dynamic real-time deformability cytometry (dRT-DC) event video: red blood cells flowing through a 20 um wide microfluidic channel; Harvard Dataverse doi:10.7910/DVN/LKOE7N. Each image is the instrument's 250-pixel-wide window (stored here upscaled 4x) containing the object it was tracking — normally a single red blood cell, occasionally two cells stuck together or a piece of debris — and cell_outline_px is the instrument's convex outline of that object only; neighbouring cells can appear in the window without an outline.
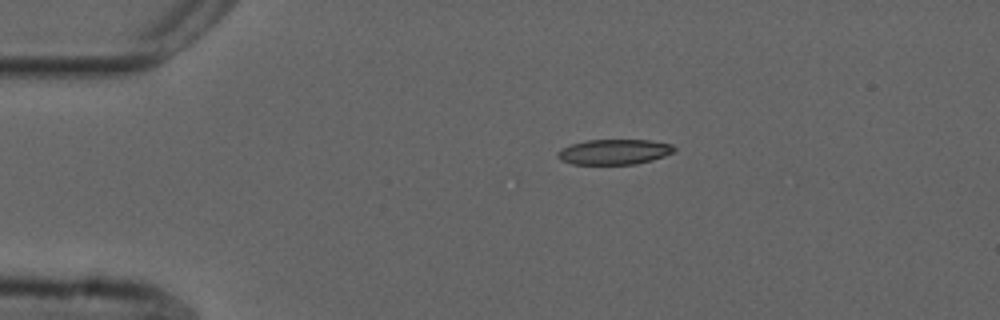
{"species": "common noctule bat (a hibernating species)", "species_latin": "Nyctalus noctula", "temperature_condition": "cold", "stored_images_in_passage": 45, "camera_frame_rate_fps": 3000, "um_per_image_px": 0.085, "animal": {"sex": "male", "forearm_length_mm": 52.5}, "frame": {"image": 1, "passage_image": 1, "time_ms": 0.0, "image_size_px": [1000, 320], "cell_outline_px": [[676, 152], [652, 160], [636, 164], [572, 164], [560, 160], [556, 156], [556, 152], [572, 144], [588, 140], [648, 140], [672, 144], [676, 148]], "centroid_in_image_um": [52.23, 12.91], "position_along_channel_um": 32.8, "area_um2": 17.17}}
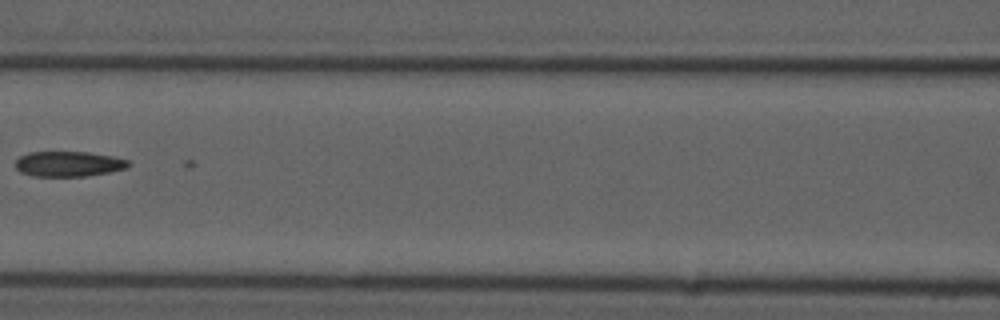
{"frame": {"image": 2, "passage_image": 15, "time_ms": 4.667, "image_size_px": [1000, 320], "cell_outline_px": [[132, 164], [124, 168], [108, 172], [84, 176], [32, 176], [20, 172], [16, 168], [16, 160], [20, 156], [28, 152], [88, 152], [112, 156], [128, 160]], "centroid_in_image_um": [5.8, 13.93], "position_along_channel_um": 160.8, "area_um2": 16.53}}
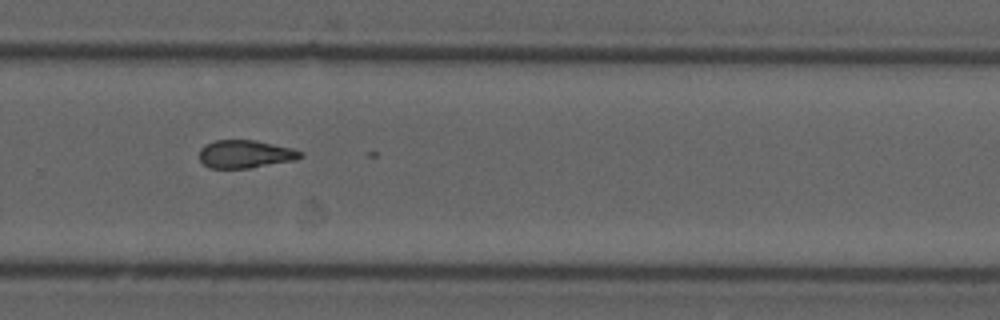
{"frame": {"image": 3, "passage_image": 27, "time_ms": 8.667, "image_size_px": [1000, 320], "cell_outline_px": [[304, 156], [296, 160], [248, 168], [208, 168], [200, 160], [200, 148], [204, 144], [216, 140], [256, 140], [292, 148], [304, 152]], "centroid_in_image_um": [20.86, 13.09], "position_along_channel_um": 308.9, "area_um2": 16.59}}